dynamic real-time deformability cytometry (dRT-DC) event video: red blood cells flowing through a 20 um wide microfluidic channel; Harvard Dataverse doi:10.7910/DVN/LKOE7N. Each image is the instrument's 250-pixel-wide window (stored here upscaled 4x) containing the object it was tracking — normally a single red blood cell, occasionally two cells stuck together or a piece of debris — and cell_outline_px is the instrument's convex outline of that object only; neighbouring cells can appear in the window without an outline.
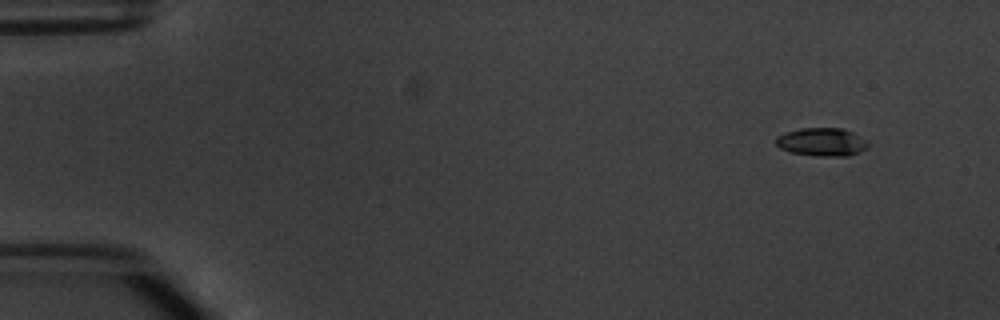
{"species": "common noctule bat (a hibernating species)", "species_latin": "Nyctalus noctula", "temperature_condition": "warm", "stored_images_in_passage": 4, "segment_of_instrument_passage": [2, 2], "camera_frame_rate_fps": 3000, "um_per_image_px": 0.085, "animal": {"sex": "male", "body_mass_g": 20.1, "forearm_length_mm": 53.5}, "frame": {"image": 1, "passage_image": 4, "time_ms": 5.0, "image_size_px": [1000, 320], "cell_outline_px": [[868, 148], [848, 156], [816, 156], [792, 152], [780, 148], [776, 144], [776, 136], [784, 132], [800, 128], [840, 128], [852, 132], [864, 140], [868, 144]], "centroid_in_image_um": [69.82, 12.07], "position_along_channel_um": 15.2, "area_um2": 15.03}}